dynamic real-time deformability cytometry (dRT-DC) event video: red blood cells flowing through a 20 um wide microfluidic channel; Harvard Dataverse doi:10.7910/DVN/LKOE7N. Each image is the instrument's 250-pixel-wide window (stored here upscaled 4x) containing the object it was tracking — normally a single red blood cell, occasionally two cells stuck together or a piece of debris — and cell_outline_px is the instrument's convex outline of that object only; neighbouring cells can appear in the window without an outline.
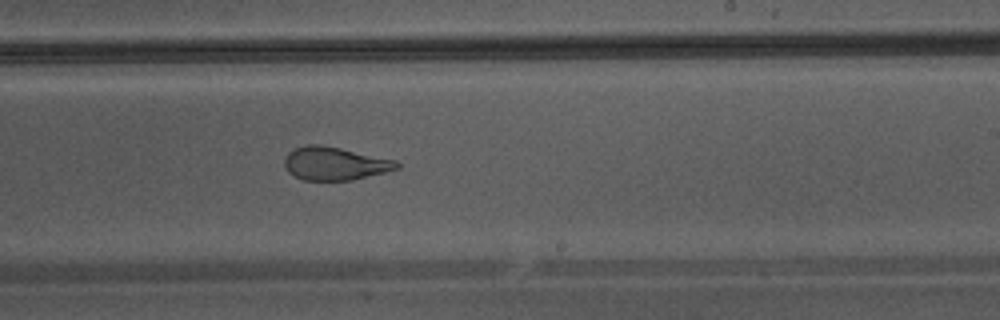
{"species": "Egyptian fruit bat (a non-hibernating species)", "species_latin": "Rousettus aegyptiacus", "temperature_condition": "warm", "stored_images_in_passage": 40, "camera_frame_rate_fps": 3000, "um_per_image_px": 0.085, "animal": {"sex": "male"}, "frame": {"image": 1, "passage_image": 23, "time_ms": 7.333, "image_size_px": [1000, 320], "cell_outline_px": [[400, 168], [352, 180], [304, 180], [288, 172], [284, 164], [284, 156], [288, 152], [296, 148], [308, 144], [320, 144], [340, 148], [396, 160], [400, 164]], "centroid_in_image_um": [28.45, 13.89], "position_along_channel_um": 260.6, "area_um2": 21.62}}